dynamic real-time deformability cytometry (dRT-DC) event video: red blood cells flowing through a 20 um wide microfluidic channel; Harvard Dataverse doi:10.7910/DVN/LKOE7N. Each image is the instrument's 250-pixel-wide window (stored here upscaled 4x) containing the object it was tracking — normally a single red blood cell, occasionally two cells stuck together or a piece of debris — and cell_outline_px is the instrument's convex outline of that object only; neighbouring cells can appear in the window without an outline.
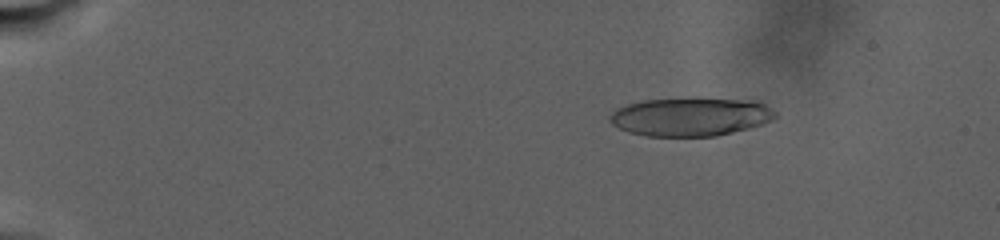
{"species": "human", "species_latin": "Homo sapiens", "temperature_condition": "warm", "stored_images_in_passage": 60, "camera_frame_rate_fps": 3000, "um_per_image_px": 0.085, "donor": {"sex": "male"}, "frame": {"image": 1, "passage_image": 10, "time_ms": 5.0, "image_size_px": [1000, 240], "cell_outline_px": [[776, 116], [772, 120], [748, 128], [716, 136], [648, 136], [628, 132], [612, 124], [612, 112], [616, 108], [628, 104], [644, 100], [688, 96], [752, 100], [764, 104], [772, 108], [776, 112]], "centroid_in_image_um": [58.72, 9.89], "position_along_channel_um": 26.3, "area_um2": 37.63}}
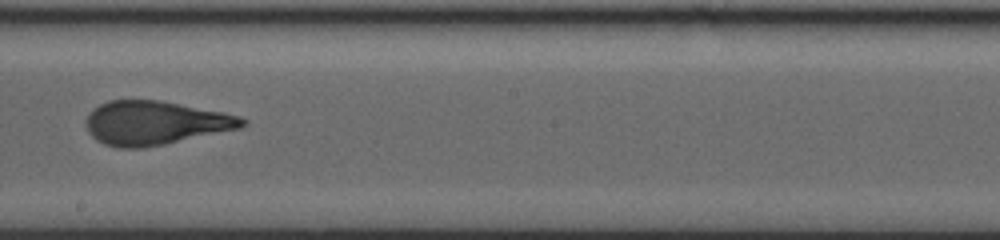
{"frame": {"image": 2, "passage_image": 37, "time_ms": 18.667, "image_size_px": [1000, 240], "cell_outline_px": [[248, 124], [240, 128], [164, 144], [140, 148], [116, 148], [104, 144], [96, 140], [88, 132], [84, 124], [84, 120], [88, 112], [100, 104], [108, 100], [160, 100], [224, 112], [240, 116], [248, 120]], "centroid_in_image_um": [13.15, 10.44], "position_along_channel_um": 235.0, "area_um2": 40.17}}
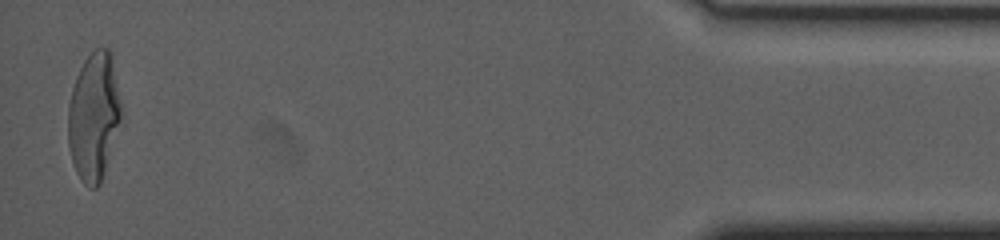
{"frame": {"image": 3, "passage_image": 60, "time_ms": 29.667, "image_size_px": [1000, 240], "cell_outline_px": [[124, 124], [100, 184], [96, 188], [88, 188], [80, 180], [76, 172], [68, 148], [68, 108], [72, 88], [76, 76], [84, 60], [96, 48], [108, 48], [112, 52]], "centroid_in_image_um": [8.02, 9.95], "position_along_channel_um": 427.2, "area_um2": 40.86}, "authors_computed_cell_mechanics": {"area_um2": 39.3329, "velocity_mm_per_s": 2.3952, "shape_relaxation_time_tau1_ms": null, "shape_relaxation_time_tau2_ms": 1.5829, "deformation_change_tau1": null, "deformation_change_tau2": 0.0931}}